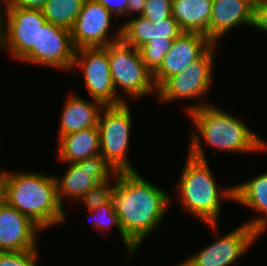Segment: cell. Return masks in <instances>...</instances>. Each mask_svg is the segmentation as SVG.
Returning a JSON list of instances; mask_svg holds the SVG:
<instances>
[{
	"instance_id": "obj_18",
	"label": "cell",
	"mask_w": 267,
	"mask_h": 266,
	"mask_svg": "<svg viewBox=\"0 0 267 266\" xmlns=\"http://www.w3.org/2000/svg\"><path fill=\"white\" fill-rule=\"evenodd\" d=\"M234 201L250 209L261 212V216L251 219L248 224L259 235L267 228V172L234 186Z\"/></svg>"
},
{
	"instance_id": "obj_28",
	"label": "cell",
	"mask_w": 267,
	"mask_h": 266,
	"mask_svg": "<svg viewBox=\"0 0 267 266\" xmlns=\"http://www.w3.org/2000/svg\"><path fill=\"white\" fill-rule=\"evenodd\" d=\"M182 32L177 21L171 15L169 18L153 23V26H151L150 40L177 38Z\"/></svg>"
},
{
	"instance_id": "obj_9",
	"label": "cell",
	"mask_w": 267,
	"mask_h": 266,
	"mask_svg": "<svg viewBox=\"0 0 267 266\" xmlns=\"http://www.w3.org/2000/svg\"><path fill=\"white\" fill-rule=\"evenodd\" d=\"M75 50L70 29L46 22L39 29L37 47H33L20 61L69 71Z\"/></svg>"
},
{
	"instance_id": "obj_3",
	"label": "cell",
	"mask_w": 267,
	"mask_h": 266,
	"mask_svg": "<svg viewBox=\"0 0 267 266\" xmlns=\"http://www.w3.org/2000/svg\"><path fill=\"white\" fill-rule=\"evenodd\" d=\"M0 198L30 218L43 231L64 222L66 215L57 194L54 176L38 172L1 169Z\"/></svg>"
},
{
	"instance_id": "obj_20",
	"label": "cell",
	"mask_w": 267,
	"mask_h": 266,
	"mask_svg": "<svg viewBox=\"0 0 267 266\" xmlns=\"http://www.w3.org/2000/svg\"><path fill=\"white\" fill-rule=\"evenodd\" d=\"M212 0H172V17L186 32H199L209 39Z\"/></svg>"
},
{
	"instance_id": "obj_8",
	"label": "cell",
	"mask_w": 267,
	"mask_h": 266,
	"mask_svg": "<svg viewBox=\"0 0 267 266\" xmlns=\"http://www.w3.org/2000/svg\"><path fill=\"white\" fill-rule=\"evenodd\" d=\"M79 66V67H78ZM81 68L84 84L92 97L103 106H116L125 103L121 96L116 94L108 58L104 47L79 48L75 50L72 68Z\"/></svg>"
},
{
	"instance_id": "obj_21",
	"label": "cell",
	"mask_w": 267,
	"mask_h": 266,
	"mask_svg": "<svg viewBox=\"0 0 267 266\" xmlns=\"http://www.w3.org/2000/svg\"><path fill=\"white\" fill-rule=\"evenodd\" d=\"M85 0H48L41 11L47 22L71 29Z\"/></svg>"
},
{
	"instance_id": "obj_32",
	"label": "cell",
	"mask_w": 267,
	"mask_h": 266,
	"mask_svg": "<svg viewBox=\"0 0 267 266\" xmlns=\"http://www.w3.org/2000/svg\"><path fill=\"white\" fill-rule=\"evenodd\" d=\"M146 1L147 0H128L125 15L130 16L132 12H137L138 16H142Z\"/></svg>"
},
{
	"instance_id": "obj_23",
	"label": "cell",
	"mask_w": 267,
	"mask_h": 266,
	"mask_svg": "<svg viewBox=\"0 0 267 266\" xmlns=\"http://www.w3.org/2000/svg\"><path fill=\"white\" fill-rule=\"evenodd\" d=\"M174 39H153L139 48L141 58L152 74L160 67L163 58L171 49Z\"/></svg>"
},
{
	"instance_id": "obj_1",
	"label": "cell",
	"mask_w": 267,
	"mask_h": 266,
	"mask_svg": "<svg viewBox=\"0 0 267 266\" xmlns=\"http://www.w3.org/2000/svg\"><path fill=\"white\" fill-rule=\"evenodd\" d=\"M114 177L117 180L111 199L131 258L143 239L161 223L171 204L170 196L146 181L138 171L115 172Z\"/></svg>"
},
{
	"instance_id": "obj_17",
	"label": "cell",
	"mask_w": 267,
	"mask_h": 266,
	"mask_svg": "<svg viewBox=\"0 0 267 266\" xmlns=\"http://www.w3.org/2000/svg\"><path fill=\"white\" fill-rule=\"evenodd\" d=\"M61 113L59 137L90 127H96L104 107L98 101H88L78 95H69Z\"/></svg>"
},
{
	"instance_id": "obj_29",
	"label": "cell",
	"mask_w": 267,
	"mask_h": 266,
	"mask_svg": "<svg viewBox=\"0 0 267 266\" xmlns=\"http://www.w3.org/2000/svg\"><path fill=\"white\" fill-rule=\"evenodd\" d=\"M253 27L267 33V0H256Z\"/></svg>"
},
{
	"instance_id": "obj_30",
	"label": "cell",
	"mask_w": 267,
	"mask_h": 266,
	"mask_svg": "<svg viewBox=\"0 0 267 266\" xmlns=\"http://www.w3.org/2000/svg\"><path fill=\"white\" fill-rule=\"evenodd\" d=\"M102 4L109 12L114 14L115 19L125 16L128 0H95Z\"/></svg>"
},
{
	"instance_id": "obj_24",
	"label": "cell",
	"mask_w": 267,
	"mask_h": 266,
	"mask_svg": "<svg viewBox=\"0 0 267 266\" xmlns=\"http://www.w3.org/2000/svg\"><path fill=\"white\" fill-rule=\"evenodd\" d=\"M93 217V224L98 229H109L112 226H115L120 233V236L124 243V233L122 231L119 217L114 210L113 201L110 199L107 203L99 206L94 210L89 211ZM98 213V214H97ZM96 214V215H95ZM99 216V218H95Z\"/></svg>"
},
{
	"instance_id": "obj_27",
	"label": "cell",
	"mask_w": 267,
	"mask_h": 266,
	"mask_svg": "<svg viewBox=\"0 0 267 266\" xmlns=\"http://www.w3.org/2000/svg\"><path fill=\"white\" fill-rule=\"evenodd\" d=\"M172 15V0H147L142 17L152 23L169 18Z\"/></svg>"
},
{
	"instance_id": "obj_2",
	"label": "cell",
	"mask_w": 267,
	"mask_h": 266,
	"mask_svg": "<svg viewBox=\"0 0 267 266\" xmlns=\"http://www.w3.org/2000/svg\"><path fill=\"white\" fill-rule=\"evenodd\" d=\"M185 110L196 127V131H192L188 149V154L193 158L207 161L200 139H204V142L216 151L244 153L267 150V143L257 133L225 110L217 109L202 100Z\"/></svg>"
},
{
	"instance_id": "obj_14",
	"label": "cell",
	"mask_w": 267,
	"mask_h": 266,
	"mask_svg": "<svg viewBox=\"0 0 267 266\" xmlns=\"http://www.w3.org/2000/svg\"><path fill=\"white\" fill-rule=\"evenodd\" d=\"M213 43L205 34L183 31L174 39L160 67L152 74L156 90L171 76L197 60Z\"/></svg>"
},
{
	"instance_id": "obj_33",
	"label": "cell",
	"mask_w": 267,
	"mask_h": 266,
	"mask_svg": "<svg viewBox=\"0 0 267 266\" xmlns=\"http://www.w3.org/2000/svg\"><path fill=\"white\" fill-rule=\"evenodd\" d=\"M2 10L5 11V9H0V48L3 47V42H4V16L3 15L5 14H3L4 12H2Z\"/></svg>"
},
{
	"instance_id": "obj_7",
	"label": "cell",
	"mask_w": 267,
	"mask_h": 266,
	"mask_svg": "<svg viewBox=\"0 0 267 266\" xmlns=\"http://www.w3.org/2000/svg\"><path fill=\"white\" fill-rule=\"evenodd\" d=\"M217 44H212L179 74L168 78L157 90L161 102L204 97L211 86Z\"/></svg>"
},
{
	"instance_id": "obj_12",
	"label": "cell",
	"mask_w": 267,
	"mask_h": 266,
	"mask_svg": "<svg viewBox=\"0 0 267 266\" xmlns=\"http://www.w3.org/2000/svg\"><path fill=\"white\" fill-rule=\"evenodd\" d=\"M112 13L95 0H85L74 25L70 29L75 49L105 47L121 39V26L115 36H107Z\"/></svg>"
},
{
	"instance_id": "obj_31",
	"label": "cell",
	"mask_w": 267,
	"mask_h": 266,
	"mask_svg": "<svg viewBox=\"0 0 267 266\" xmlns=\"http://www.w3.org/2000/svg\"><path fill=\"white\" fill-rule=\"evenodd\" d=\"M48 0H5V7L41 10Z\"/></svg>"
},
{
	"instance_id": "obj_11",
	"label": "cell",
	"mask_w": 267,
	"mask_h": 266,
	"mask_svg": "<svg viewBox=\"0 0 267 266\" xmlns=\"http://www.w3.org/2000/svg\"><path fill=\"white\" fill-rule=\"evenodd\" d=\"M3 47L19 61L37 47L39 29L47 22L41 10L6 7Z\"/></svg>"
},
{
	"instance_id": "obj_4",
	"label": "cell",
	"mask_w": 267,
	"mask_h": 266,
	"mask_svg": "<svg viewBox=\"0 0 267 266\" xmlns=\"http://www.w3.org/2000/svg\"><path fill=\"white\" fill-rule=\"evenodd\" d=\"M187 156L180 180L175 187L180 196L179 201L188 213L215 229L216 234L217 220L221 211L220 200L227 198L233 201L234 186L223 190L217 188L208 162L193 158L189 154Z\"/></svg>"
},
{
	"instance_id": "obj_5",
	"label": "cell",
	"mask_w": 267,
	"mask_h": 266,
	"mask_svg": "<svg viewBox=\"0 0 267 266\" xmlns=\"http://www.w3.org/2000/svg\"><path fill=\"white\" fill-rule=\"evenodd\" d=\"M128 105L125 102L116 106H104L97 124L100 155L115 172L136 171L127 155L132 124Z\"/></svg>"
},
{
	"instance_id": "obj_6",
	"label": "cell",
	"mask_w": 267,
	"mask_h": 266,
	"mask_svg": "<svg viewBox=\"0 0 267 266\" xmlns=\"http://www.w3.org/2000/svg\"><path fill=\"white\" fill-rule=\"evenodd\" d=\"M108 52L110 73L115 90L119 87L127 96L142 98L156 90L152 73L146 68L139 49L122 39L104 47ZM152 91V92H151Z\"/></svg>"
},
{
	"instance_id": "obj_10",
	"label": "cell",
	"mask_w": 267,
	"mask_h": 266,
	"mask_svg": "<svg viewBox=\"0 0 267 266\" xmlns=\"http://www.w3.org/2000/svg\"><path fill=\"white\" fill-rule=\"evenodd\" d=\"M260 235L244 222L233 231L200 249L178 266H230L243 255Z\"/></svg>"
},
{
	"instance_id": "obj_15",
	"label": "cell",
	"mask_w": 267,
	"mask_h": 266,
	"mask_svg": "<svg viewBox=\"0 0 267 266\" xmlns=\"http://www.w3.org/2000/svg\"><path fill=\"white\" fill-rule=\"evenodd\" d=\"M39 231L43 230L0 198V252L36 249Z\"/></svg>"
},
{
	"instance_id": "obj_26",
	"label": "cell",
	"mask_w": 267,
	"mask_h": 266,
	"mask_svg": "<svg viewBox=\"0 0 267 266\" xmlns=\"http://www.w3.org/2000/svg\"><path fill=\"white\" fill-rule=\"evenodd\" d=\"M38 254V248L19 252H0V266H37Z\"/></svg>"
},
{
	"instance_id": "obj_16",
	"label": "cell",
	"mask_w": 267,
	"mask_h": 266,
	"mask_svg": "<svg viewBox=\"0 0 267 266\" xmlns=\"http://www.w3.org/2000/svg\"><path fill=\"white\" fill-rule=\"evenodd\" d=\"M254 4L255 0H212L209 40L218 44L221 37L234 27H253Z\"/></svg>"
},
{
	"instance_id": "obj_19",
	"label": "cell",
	"mask_w": 267,
	"mask_h": 266,
	"mask_svg": "<svg viewBox=\"0 0 267 266\" xmlns=\"http://www.w3.org/2000/svg\"><path fill=\"white\" fill-rule=\"evenodd\" d=\"M58 141V158L65 163H75L100 155L97 126L62 135Z\"/></svg>"
},
{
	"instance_id": "obj_25",
	"label": "cell",
	"mask_w": 267,
	"mask_h": 266,
	"mask_svg": "<svg viewBox=\"0 0 267 266\" xmlns=\"http://www.w3.org/2000/svg\"><path fill=\"white\" fill-rule=\"evenodd\" d=\"M110 184L109 179L99 182L80 198V201L87 206V211L94 210L111 199L114 185Z\"/></svg>"
},
{
	"instance_id": "obj_22",
	"label": "cell",
	"mask_w": 267,
	"mask_h": 266,
	"mask_svg": "<svg viewBox=\"0 0 267 266\" xmlns=\"http://www.w3.org/2000/svg\"><path fill=\"white\" fill-rule=\"evenodd\" d=\"M121 24V39L127 44L139 49L150 41L151 26L153 23L142 16L127 17ZM129 18V19H128Z\"/></svg>"
},
{
	"instance_id": "obj_13",
	"label": "cell",
	"mask_w": 267,
	"mask_h": 266,
	"mask_svg": "<svg viewBox=\"0 0 267 266\" xmlns=\"http://www.w3.org/2000/svg\"><path fill=\"white\" fill-rule=\"evenodd\" d=\"M67 164L64 176L61 179L55 176L58 200L62 206L65 196L79 200L94 185L110 179V174L113 177L115 173L101 155Z\"/></svg>"
}]
</instances>
